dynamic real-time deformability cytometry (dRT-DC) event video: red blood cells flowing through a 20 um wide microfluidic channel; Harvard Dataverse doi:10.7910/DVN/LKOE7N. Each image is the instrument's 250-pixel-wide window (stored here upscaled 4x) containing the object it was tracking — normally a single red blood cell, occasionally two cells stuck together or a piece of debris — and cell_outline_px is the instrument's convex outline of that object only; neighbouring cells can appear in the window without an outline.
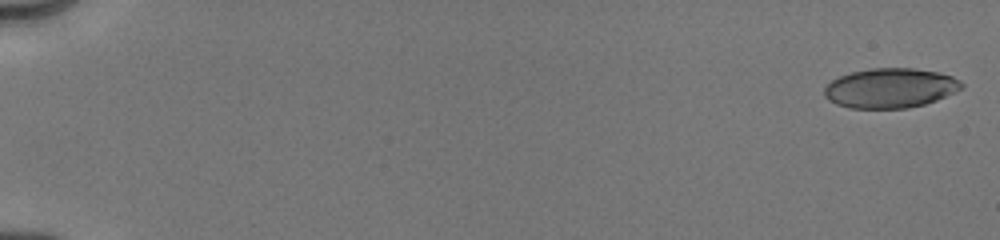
{"species": "human", "species_latin": "Homo sapiens", "temperature_condition": "cold", "stored_images_in_passage": 18, "camera_frame_rate_fps": 3000, "um_per_image_px": 0.085, "donor": {"sex": "male"}, "frame": {"image": 1, "passage_image": 1, "time_ms": 0.0, "image_size_px": [1000, 240], "cell_outline_px": [[964, 88], [956, 92], [936, 100], [924, 104], [908, 108], [848, 108], [836, 104], [828, 100], [824, 96], [824, 88], [832, 80], [840, 76], [852, 72], [872, 68], [912, 68], [936, 72], [952, 76], [960, 80], [964, 84]], "centroid_in_image_um": [75.68, 7.49], "position_along_channel_um": 9.3, "area_um2": 31.79}}
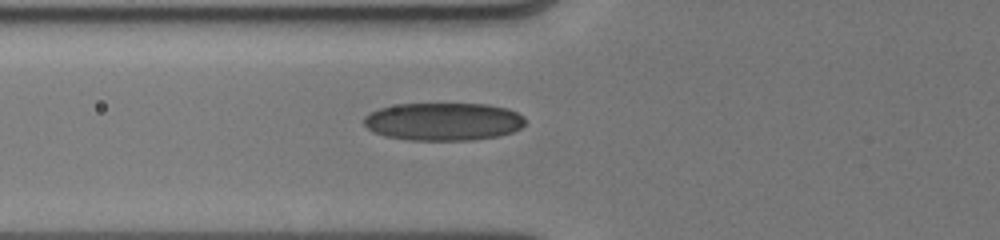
{"frame": {"image": 2, "passage_image": 13, "time_ms": 6.667, "image_size_px": [1000, 240], "cell_outline_px": [[524, 124], [520, 128], [512, 132], [500, 136], [472, 140], [412, 140], [384, 136], [368, 128], [364, 124], [364, 116], [380, 108], [400, 104], [488, 104], [508, 108], [524, 116]], "centroid_in_image_um": [37.72, 10.33], "position_along_channel_um": 88.1, "area_um2": 35.55}}
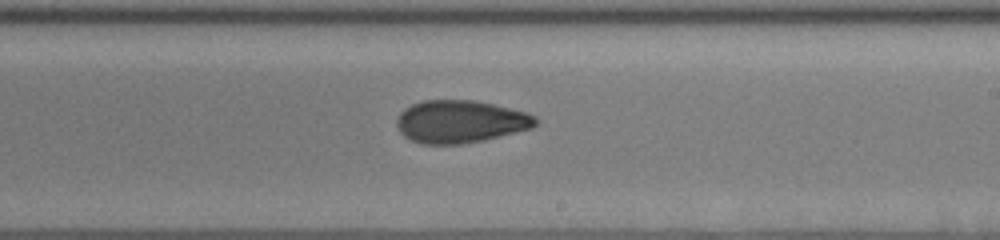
{"frame": {"image": 3, "passage_image": 18, "time_ms": 10.667, "image_size_px": [1000, 240], "cell_outline_px": [[540, 120], [532, 128], [484, 140], [464, 144], [424, 144], [412, 140], [404, 136], [400, 132], [396, 124], [396, 120], [400, 112], [404, 108], [412, 104], [424, 100], [476, 100], [528, 112], [536, 116]], "centroid_in_image_um": [39.15, 10.33], "position_along_channel_um": 249.9, "area_um2": 34.74}}